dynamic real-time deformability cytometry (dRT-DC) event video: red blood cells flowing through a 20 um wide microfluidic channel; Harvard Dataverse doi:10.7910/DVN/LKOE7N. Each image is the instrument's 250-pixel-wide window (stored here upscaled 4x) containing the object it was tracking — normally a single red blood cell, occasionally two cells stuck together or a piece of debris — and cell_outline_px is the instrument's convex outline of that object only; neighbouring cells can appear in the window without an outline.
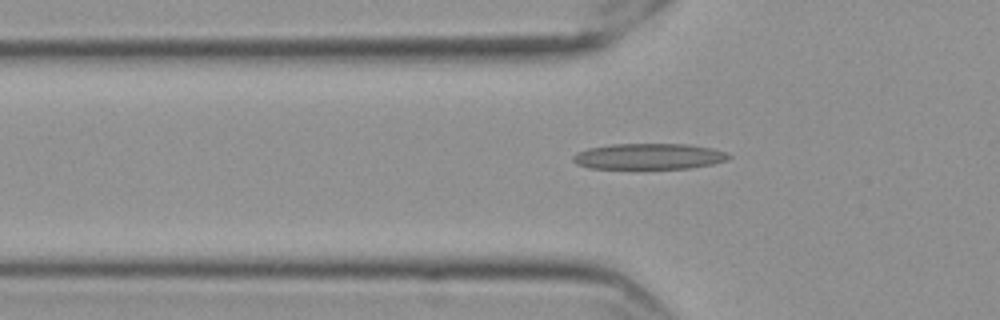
{"species": "Egyptian fruit bat (a non-hibernating species)", "species_latin": "Rousettus aegyptiacus", "temperature_condition": "cold", "stored_images_in_passage": 43, "camera_frame_rate_fps": 3000, "um_per_image_px": 0.085, "frame": {"image": 1, "passage_image": 12, "time_ms": 3.667, "image_size_px": [1000, 320], "cell_outline_px": [[732, 156], [724, 160], [712, 164], [692, 168], [588, 168], [576, 164], [572, 160], [572, 156], [576, 152], [588, 148], [612, 144], [688, 144], [712, 148], [728, 152]], "centroid_in_image_um": [55.14, 13.29], "position_along_channel_um": 70.7, "area_um2": 23.52}}
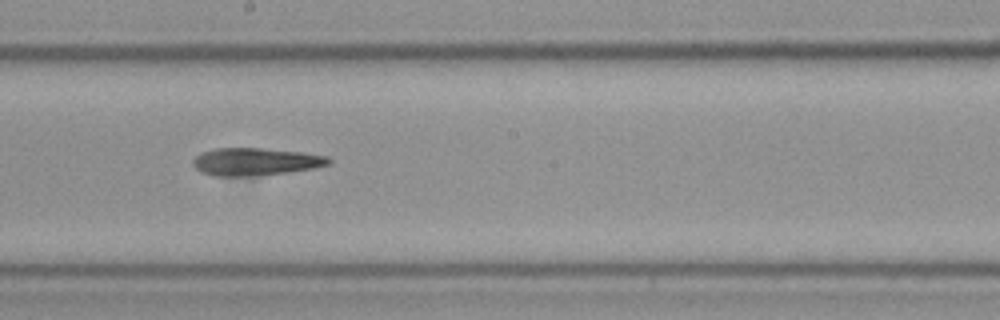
{"frame": {"image": 2, "passage_image": 25, "time_ms": 8.0, "image_size_px": [1000, 320], "cell_outline_px": [[332, 164], [312, 168], [284, 172], [248, 176], [216, 176], [200, 172], [192, 164], [192, 160], [200, 152], [212, 148], [264, 148], [300, 152], [328, 156], [332, 160]], "centroid_in_image_um": [21.68, 13.73], "position_along_channel_um": 226.5, "area_um2": 21.79}}
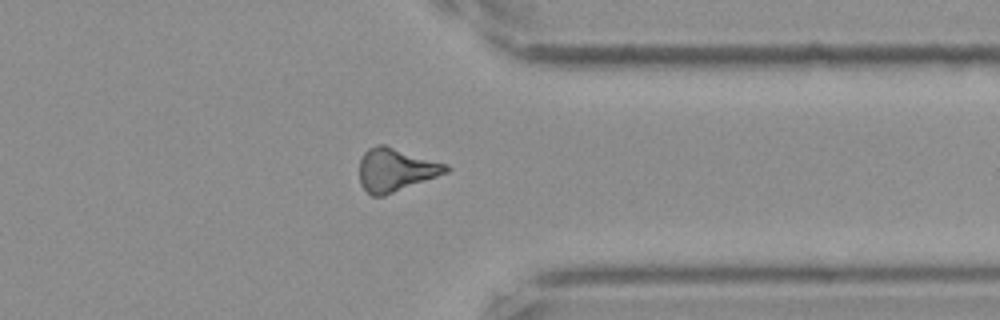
{"frame": {"image": 3, "passage_image": 38, "time_ms": 12.333, "image_size_px": [1000, 320], "cell_outline_px": [[452, 168], [448, 172], [384, 196], [372, 196], [360, 184], [360, 156], [368, 148], [376, 144], [384, 144], [448, 164]], "centroid_in_image_um": [33.63, 14.41], "position_along_channel_um": 377.8, "area_um2": 21.91}}